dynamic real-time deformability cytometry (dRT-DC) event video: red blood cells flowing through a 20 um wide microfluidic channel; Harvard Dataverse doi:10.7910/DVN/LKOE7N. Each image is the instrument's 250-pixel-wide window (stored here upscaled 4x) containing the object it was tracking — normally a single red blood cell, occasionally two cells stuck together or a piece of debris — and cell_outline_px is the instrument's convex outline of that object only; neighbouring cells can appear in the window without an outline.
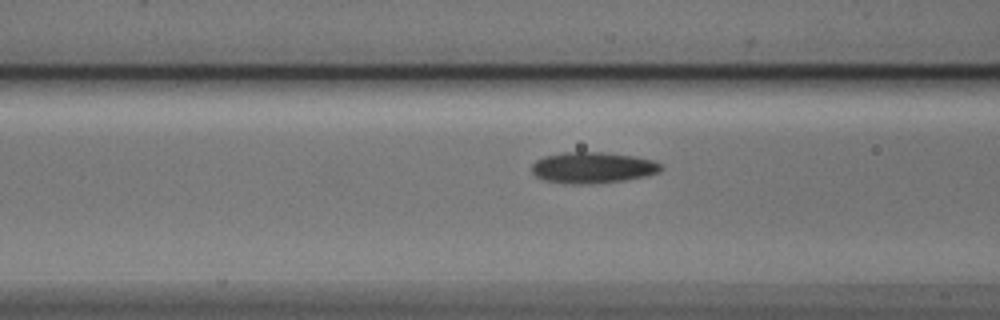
{"species": "Egyptian fruit bat (a non-hibernating species)", "species_latin": "Rousettus aegyptiacus", "temperature_condition": "cold", "stored_images_in_passage": 13, "camera_frame_rate_fps": 3000, "um_per_image_px": 0.085, "animal": {"sex": "male"}, "frame": {"image": 1, "passage_image": 11, "time_ms": 3.333, "image_size_px": [1000, 320], "cell_outline_px": [[664, 168], [660, 172], [644, 176], [624, 180], [588, 184], [564, 184], [544, 180], [536, 176], [532, 172], [532, 164], [536, 160], [544, 156], [564, 152], [604, 152], [636, 156], [652, 160], [660, 164]], "centroid_in_image_um": [50.37, 14.25], "position_along_channel_um": 116.2, "area_um2": 23.58}}